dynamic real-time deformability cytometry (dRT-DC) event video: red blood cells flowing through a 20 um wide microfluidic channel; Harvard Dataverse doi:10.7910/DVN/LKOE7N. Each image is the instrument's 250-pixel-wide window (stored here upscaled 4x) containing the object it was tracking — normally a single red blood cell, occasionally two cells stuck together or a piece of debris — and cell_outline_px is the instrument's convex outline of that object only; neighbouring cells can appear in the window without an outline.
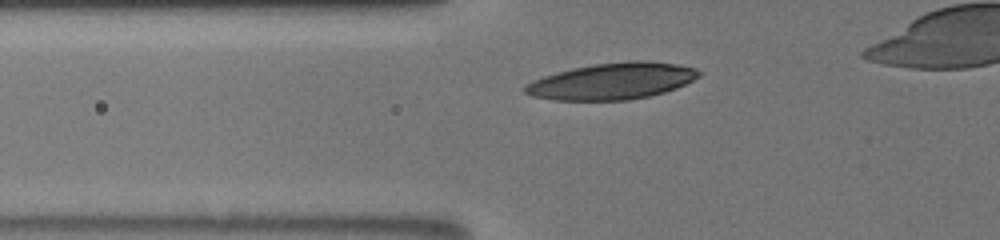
{"species": "human", "species_latin": "Homo sapiens", "temperature_condition": "room temperature", "stored_images_in_passage": 6, "camera_frame_rate_fps": 3000, "um_per_image_px": 0.085, "donor": {"sex": "male"}, "frame": {"image": 1, "passage_image": 3, "time_ms": 1.333, "image_size_px": [1000, 240], "cell_outline_px": [[700, 76], [676, 88], [664, 92], [648, 96], [628, 100], [556, 100], [532, 96], [524, 92], [524, 84], [532, 80], [556, 72], [572, 68], [592, 64], [628, 60], [644, 60], [676, 64], [696, 68], [700, 72]], "centroid_in_image_um": [52.01, 6.89], "position_along_channel_um": 73.8, "area_um2": 36.99}}
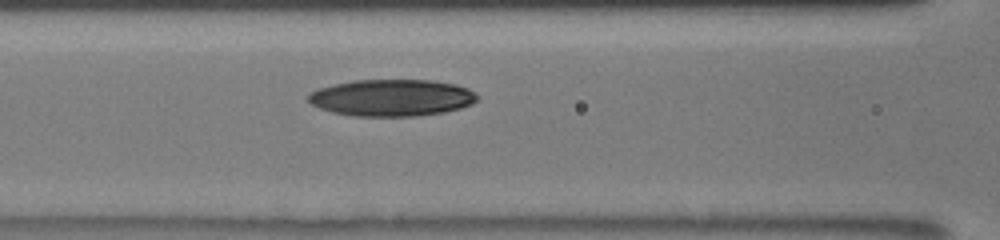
{"frame": {"image": 2, "passage_image": 6, "time_ms": 3.0, "image_size_px": [1000, 240], "cell_outline_px": [[480, 96], [472, 104], [460, 108], [444, 112], [416, 116], [352, 116], [332, 112], [320, 108], [312, 104], [308, 100], [308, 92], [316, 88], [356, 80], [432, 80], [456, 84], [468, 88]], "centroid_in_image_um": [33.3, 8.3], "position_along_channel_um": 133.3, "area_um2": 36.41}}